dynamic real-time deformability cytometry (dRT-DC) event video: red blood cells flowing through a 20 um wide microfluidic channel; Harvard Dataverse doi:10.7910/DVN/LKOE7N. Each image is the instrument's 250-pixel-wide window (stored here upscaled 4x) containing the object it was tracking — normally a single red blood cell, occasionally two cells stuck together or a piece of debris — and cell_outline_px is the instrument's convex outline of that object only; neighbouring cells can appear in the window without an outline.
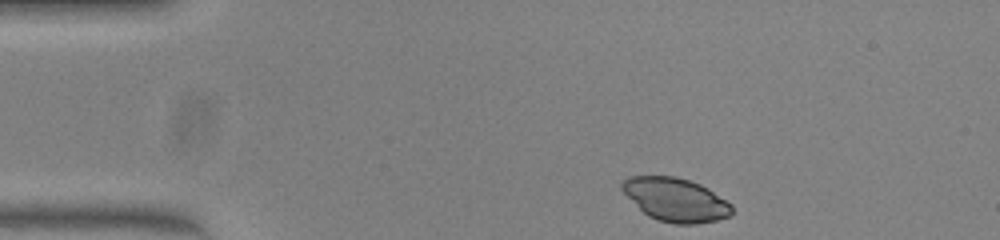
{"species": "common noctule bat (a hibernating species)", "species_latin": "Nyctalus noctula", "temperature_condition": "warm", "stored_images_in_passage": 43, "camera_frame_rate_fps": 3000, "um_per_image_px": 0.085, "animal": {"sex": "female", "body_mass_g": 23.0, "forearm_length_mm": 53.4}, "frame": {"image": 1, "passage_image": 1, "time_ms": 0.0, "image_size_px": [1000, 240], "cell_outline_px": [[732, 216], [716, 220], [696, 224], [676, 224], [656, 220], [648, 216], [620, 188], [620, 184], [628, 176], [676, 176], [700, 184], [708, 188], [732, 204]], "centroid_in_image_um": [57.45, 16.97], "position_along_channel_um": 27.6, "area_um2": 27.8}}